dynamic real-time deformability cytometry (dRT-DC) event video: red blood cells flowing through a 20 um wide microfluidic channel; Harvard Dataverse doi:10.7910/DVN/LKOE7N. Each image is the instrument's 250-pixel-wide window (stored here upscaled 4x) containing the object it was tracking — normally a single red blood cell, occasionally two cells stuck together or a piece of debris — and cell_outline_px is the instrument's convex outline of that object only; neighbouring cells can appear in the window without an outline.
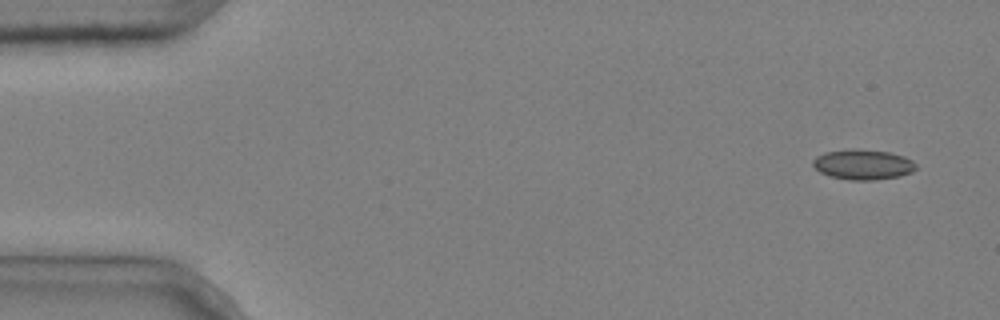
{"species": "common noctule bat (a hibernating species)", "species_latin": "Nyctalus noctula", "temperature_condition": "cold", "stored_images_in_passage": 4, "camera_frame_rate_fps": 3000, "um_per_image_px": 0.085, "animal": {"sex": "male", "body_mass_g": 20.4}, "frame": {"image": 1, "passage_image": 1, "time_ms": 0.0, "image_size_px": [1000, 320], "cell_outline_px": [[916, 168], [912, 172], [900, 176], [872, 180], [848, 180], [832, 176], [820, 172], [812, 164], [812, 160], [816, 156], [824, 152], [852, 148], [856, 148], [888, 152], [904, 156], [912, 160], [916, 164]], "centroid_in_image_um": [73.35, 13.97], "position_along_channel_um": 11.7, "area_um2": 18.21}}
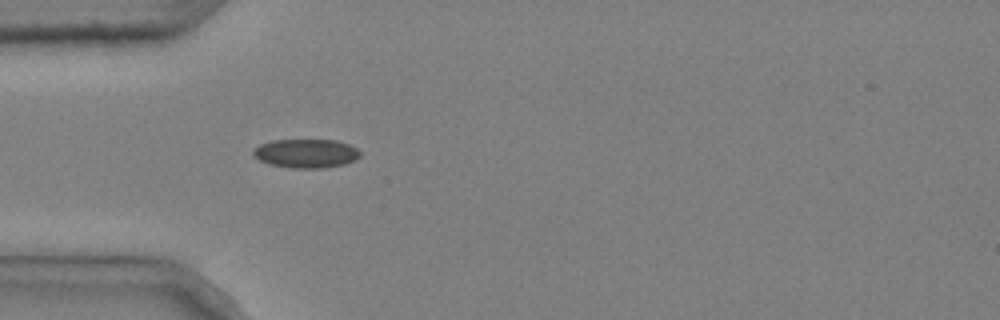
{"frame": {"image": 2, "passage_image": 4, "time_ms": 1.0, "image_size_px": [1000, 320], "cell_outline_px": [[360, 156], [356, 160], [344, 164], [324, 168], [288, 168], [268, 164], [252, 156], [252, 152], [260, 144], [272, 140], [336, 140], [348, 144], [356, 148], [360, 152]], "centroid_in_image_um": [26.0, 13.05], "position_along_channel_um": 59.0, "area_um2": 18.09}}